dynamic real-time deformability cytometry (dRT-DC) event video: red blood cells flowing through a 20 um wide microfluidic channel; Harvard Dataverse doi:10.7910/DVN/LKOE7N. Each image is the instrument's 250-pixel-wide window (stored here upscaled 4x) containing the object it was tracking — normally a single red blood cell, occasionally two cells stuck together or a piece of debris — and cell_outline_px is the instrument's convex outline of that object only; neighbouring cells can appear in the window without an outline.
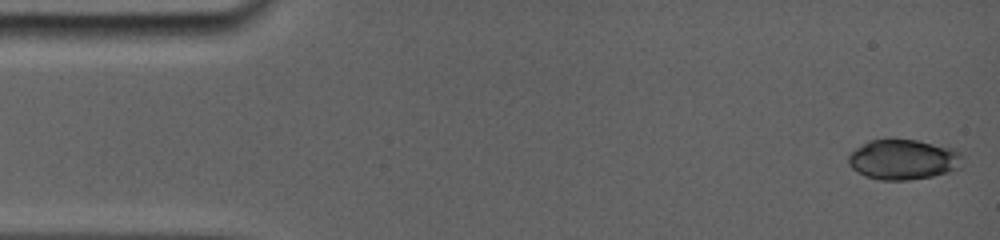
{"species": "common noctule bat (a hibernating species)", "species_latin": "Nyctalus noctula", "temperature_condition": "room temperature", "stored_images_in_passage": 7, "camera_frame_rate_fps": 5000, "um_per_image_px": 0.085, "animal": {"sex": "female", "body_mass_g": 19.0, "forearm_length_mm": 56.7}, "frame": {"image": 1, "passage_image": 1, "time_ms": 0.0, "image_size_px": [1000, 240], "cell_outline_px": [[948, 168], [944, 172], [932, 176], [904, 180], [880, 180], [868, 176], [852, 168], [848, 160], [852, 152], [872, 140], [912, 140], [928, 144], [940, 148], [948, 152]], "centroid_in_image_um": [76.41, 13.59], "position_along_channel_um": 8.6, "area_um2": 23.47}}
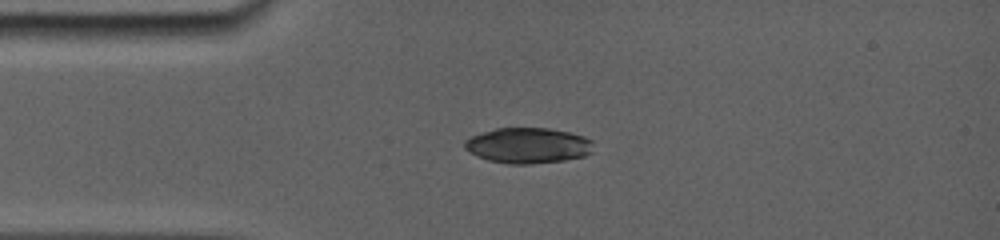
{"frame": {"image": 2, "passage_image": 6, "time_ms": 3.4, "image_size_px": [1000, 240], "cell_outline_px": [[588, 152], [584, 156], [564, 160], [528, 164], [508, 164], [488, 160], [472, 152], [464, 144], [472, 136], [496, 128], [548, 128], [568, 132], [580, 136], [588, 140]], "centroid_in_image_um": [44.83, 12.37], "position_along_channel_um": 40.2, "area_um2": 25.66}}